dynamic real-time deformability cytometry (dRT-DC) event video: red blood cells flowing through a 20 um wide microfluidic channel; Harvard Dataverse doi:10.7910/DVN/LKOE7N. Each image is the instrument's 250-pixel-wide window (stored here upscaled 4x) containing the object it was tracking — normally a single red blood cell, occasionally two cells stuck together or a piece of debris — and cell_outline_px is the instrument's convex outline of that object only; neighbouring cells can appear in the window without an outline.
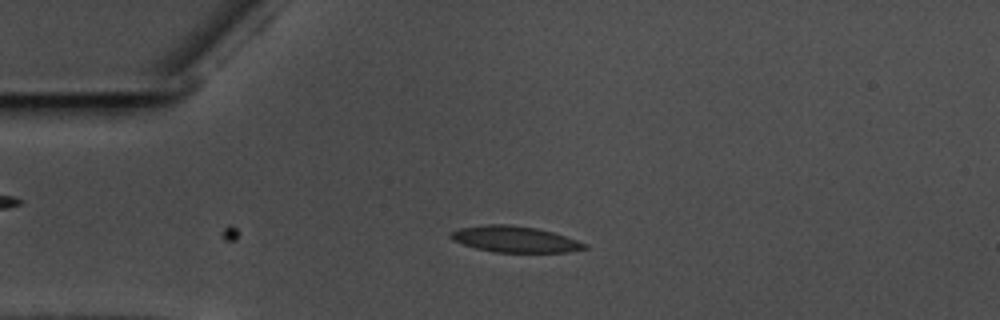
{"species": "common noctule bat (a hibernating species)", "species_latin": "Nyctalus noctula", "temperature_condition": "warm", "stored_images_in_passage": 13, "camera_frame_rate_fps": 3000, "um_per_image_px": 0.085, "animal": {"sex": "male", "body_mass_g": 17.5, "forearm_length_mm": 52.3}, "frame": {"image": 1, "passage_image": 13, "time_ms": 4.0, "image_size_px": [1000, 320], "cell_outline_px": [[588, 248], [568, 252], [492, 252], [476, 248], [452, 240], [448, 236], [448, 232], [460, 228], [488, 224], [508, 224], [536, 228], [552, 232], [588, 244]], "centroid_in_image_um": [43.73, 20.33], "position_along_channel_um": 41.3, "area_um2": 20.35}}